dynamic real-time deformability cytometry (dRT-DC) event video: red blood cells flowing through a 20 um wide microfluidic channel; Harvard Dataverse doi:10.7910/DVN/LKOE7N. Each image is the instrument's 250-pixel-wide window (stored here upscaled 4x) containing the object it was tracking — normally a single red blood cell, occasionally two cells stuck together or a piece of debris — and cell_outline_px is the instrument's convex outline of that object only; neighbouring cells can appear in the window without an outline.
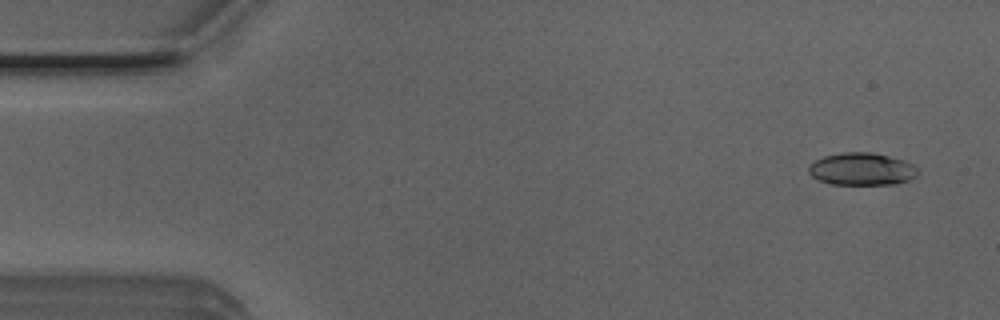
{"species": "Egyptian fruit bat (a non-hibernating species)", "species_latin": "Rousettus aegyptiacus", "temperature_condition": "room temperature", "stored_images_in_passage": 52, "camera_frame_rate_fps": 3000, "um_per_image_px": 0.085, "animal": {"sex": "male"}, "frame": {"image": 1, "passage_image": 3, "time_ms": 0.667, "image_size_px": [1000, 320], "cell_outline_px": [[920, 172], [916, 176], [908, 180], [896, 184], [832, 184], [820, 180], [812, 176], [808, 172], [808, 168], [816, 160], [824, 156], [844, 152], [872, 152], [904, 160], [920, 168]], "centroid_in_image_um": [73.3, 14.37], "position_along_channel_um": 11.7, "area_um2": 20.63}}
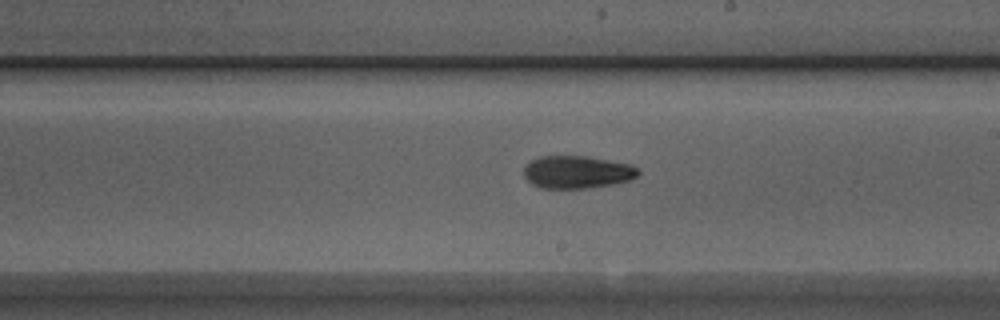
{"frame": {"image": 2, "passage_image": 29, "time_ms": 9.333, "image_size_px": [1000, 320], "cell_outline_px": [[640, 172], [632, 180], [612, 184], [588, 188], [540, 188], [532, 184], [524, 176], [524, 164], [540, 156], [588, 156], [632, 164], [640, 168]], "centroid_in_image_um": [49.08, 14.62], "position_along_channel_um": 239.9, "area_um2": 22.02}}
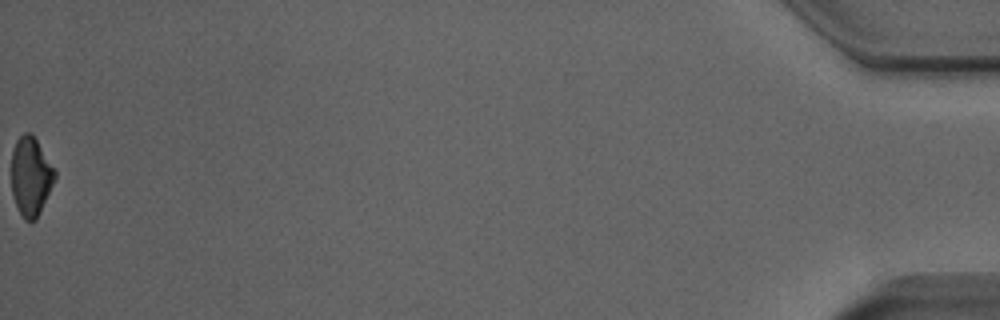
{"frame": {"image": 3, "passage_image": 52, "time_ms": 17.0, "image_size_px": [1000, 320], "cell_outline_px": [[56, 176], [36, 220], [24, 220], [12, 196], [12, 148], [16, 140], [24, 132], [32, 132], [56, 172]], "centroid_in_image_um": [2.6, 14.95], "position_along_channel_um": 432.6, "area_um2": 19.71}, "authors_computed_cell_mechanics": {"area_um2": 21.2704, "velocity_mm_per_s": 3.9467, "shape_relaxation_time_tau1_ms": 10.9615, "shape_relaxation_time_tau2_ms": 4.0312, "deformation_change_tau1": 0.2364, "deformation_change_tau2": 0.1079}}